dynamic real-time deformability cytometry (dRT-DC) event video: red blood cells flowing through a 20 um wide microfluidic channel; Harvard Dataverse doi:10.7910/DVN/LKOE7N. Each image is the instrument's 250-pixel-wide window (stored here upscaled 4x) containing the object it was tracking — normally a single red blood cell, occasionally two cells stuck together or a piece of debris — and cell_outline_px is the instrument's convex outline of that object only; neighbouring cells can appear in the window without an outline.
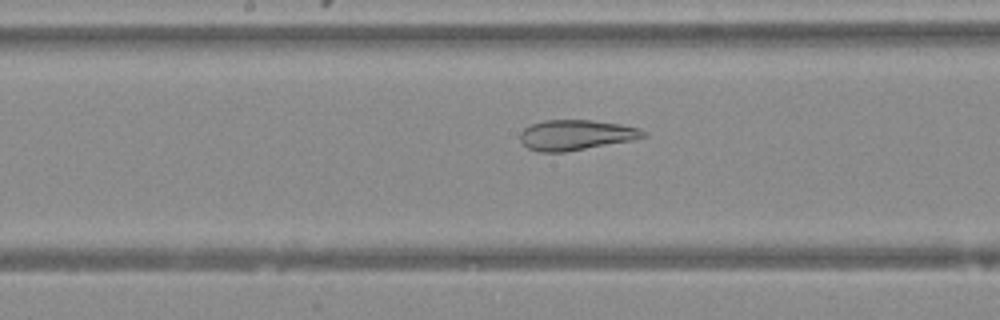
{"species": "Egyptian fruit bat (a non-hibernating species)", "species_latin": "Rousettus aegyptiacus", "temperature_condition": "warm", "stored_images_in_passage": 48, "camera_frame_rate_fps": 3000, "um_per_image_px": 0.085, "animal": {"sex": "female"}, "frame": {"image": 1, "passage_image": 25, "time_ms": 8.0, "image_size_px": [1000, 320], "cell_outline_px": [[648, 136], [632, 140], [564, 152], [540, 152], [528, 148], [520, 140], [520, 132], [524, 128], [532, 124], [544, 120], [592, 120], [620, 124], [640, 128], [648, 132]], "centroid_in_image_um": [48.98, 11.47], "position_along_channel_um": 199.2, "area_um2": 21.73}}
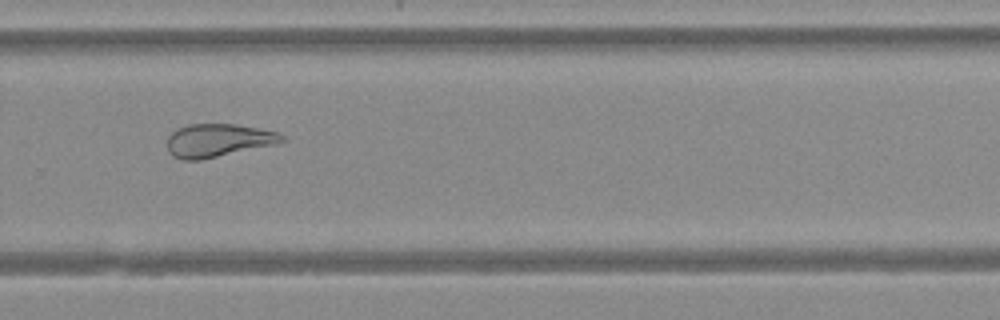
{"frame": {"image": 2, "passage_image": 33, "time_ms": 10.667, "image_size_px": [1000, 320], "cell_outline_px": [[284, 140], [276, 144], [200, 160], [184, 160], [172, 156], [168, 152], [168, 136], [172, 132], [188, 124], [236, 124], [276, 132], [284, 136]], "centroid_in_image_um": [18.51, 11.94], "position_along_channel_um": 311.3, "area_um2": 21.91}}
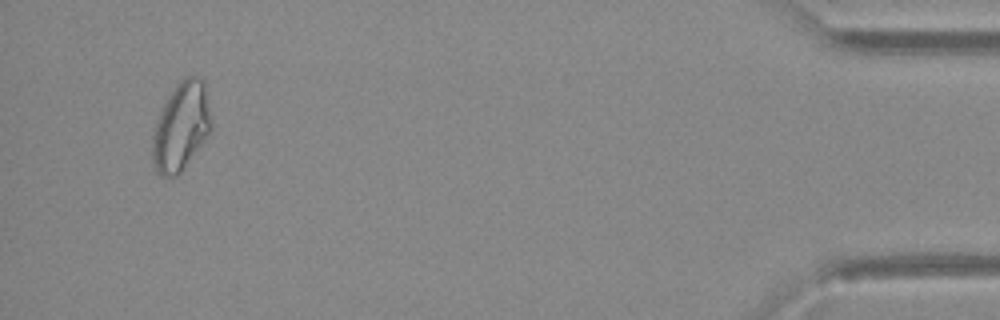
{"frame": {"image": 3, "passage_image": 46, "time_ms": 15.0, "image_size_px": [1000, 320], "cell_outline_px": [[212, 128], [204, 140], [184, 168], [176, 176], [160, 176], [156, 172], [152, 160], [152, 136], [160, 112], [164, 104], [176, 84], [180, 80], [188, 76], [200, 76], [204, 80]], "centroid_in_image_um": [15.38, 10.76], "position_along_channel_um": 419.8, "area_um2": 29.94}}